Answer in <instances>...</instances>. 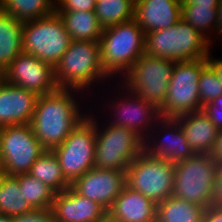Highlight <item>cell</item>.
Returning a JSON list of instances; mask_svg holds the SVG:
<instances>
[{"label": "cell", "mask_w": 222, "mask_h": 222, "mask_svg": "<svg viewBox=\"0 0 222 222\" xmlns=\"http://www.w3.org/2000/svg\"><path fill=\"white\" fill-rule=\"evenodd\" d=\"M60 89L38 98L30 126L45 150L60 146L73 129L88 115L80 112L79 104L71 92Z\"/></svg>", "instance_id": "6da1fadb"}, {"label": "cell", "mask_w": 222, "mask_h": 222, "mask_svg": "<svg viewBox=\"0 0 222 222\" xmlns=\"http://www.w3.org/2000/svg\"><path fill=\"white\" fill-rule=\"evenodd\" d=\"M210 42L182 18L169 28L145 33L144 54L162 59L193 61L207 58Z\"/></svg>", "instance_id": "7a4b0ae2"}, {"label": "cell", "mask_w": 222, "mask_h": 222, "mask_svg": "<svg viewBox=\"0 0 222 222\" xmlns=\"http://www.w3.org/2000/svg\"><path fill=\"white\" fill-rule=\"evenodd\" d=\"M107 77L110 78L102 66L100 44L96 41L71 40L54 68V80L60 89L84 91L92 83Z\"/></svg>", "instance_id": "3957f363"}, {"label": "cell", "mask_w": 222, "mask_h": 222, "mask_svg": "<svg viewBox=\"0 0 222 222\" xmlns=\"http://www.w3.org/2000/svg\"><path fill=\"white\" fill-rule=\"evenodd\" d=\"M101 63L105 72L126 73L144 54L145 32L133 18L103 29L99 40Z\"/></svg>", "instance_id": "277c9868"}, {"label": "cell", "mask_w": 222, "mask_h": 222, "mask_svg": "<svg viewBox=\"0 0 222 222\" xmlns=\"http://www.w3.org/2000/svg\"><path fill=\"white\" fill-rule=\"evenodd\" d=\"M70 42L71 38L64 21L56 12L23 23V51L34 55L52 68L58 65Z\"/></svg>", "instance_id": "5b68a950"}, {"label": "cell", "mask_w": 222, "mask_h": 222, "mask_svg": "<svg viewBox=\"0 0 222 222\" xmlns=\"http://www.w3.org/2000/svg\"><path fill=\"white\" fill-rule=\"evenodd\" d=\"M217 163L209 154H194L175 163L172 196L207 208L211 205Z\"/></svg>", "instance_id": "8992f818"}, {"label": "cell", "mask_w": 222, "mask_h": 222, "mask_svg": "<svg viewBox=\"0 0 222 222\" xmlns=\"http://www.w3.org/2000/svg\"><path fill=\"white\" fill-rule=\"evenodd\" d=\"M176 61L143 54L124 74V88L160 109L166 100Z\"/></svg>", "instance_id": "52a82bcc"}, {"label": "cell", "mask_w": 222, "mask_h": 222, "mask_svg": "<svg viewBox=\"0 0 222 222\" xmlns=\"http://www.w3.org/2000/svg\"><path fill=\"white\" fill-rule=\"evenodd\" d=\"M95 121L94 167L127 171L130 163L144 151V140L134 131L108 124L103 130Z\"/></svg>", "instance_id": "ba28073f"}, {"label": "cell", "mask_w": 222, "mask_h": 222, "mask_svg": "<svg viewBox=\"0 0 222 222\" xmlns=\"http://www.w3.org/2000/svg\"><path fill=\"white\" fill-rule=\"evenodd\" d=\"M207 64L206 58L175 63L166 100L159 109L162 117L175 118L203 109L198 82L202 69Z\"/></svg>", "instance_id": "9c48e42d"}, {"label": "cell", "mask_w": 222, "mask_h": 222, "mask_svg": "<svg viewBox=\"0 0 222 222\" xmlns=\"http://www.w3.org/2000/svg\"><path fill=\"white\" fill-rule=\"evenodd\" d=\"M174 166L169 160L151 157L143 151L126 171L127 186L156 204L163 202L173 193Z\"/></svg>", "instance_id": "30bf717a"}, {"label": "cell", "mask_w": 222, "mask_h": 222, "mask_svg": "<svg viewBox=\"0 0 222 222\" xmlns=\"http://www.w3.org/2000/svg\"><path fill=\"white\" fill-rule=\"evenodd\" d=\"M87 116L64 140L53 149L65 179L72 184L85 172L94 167L96 130L95 118Z\"/></svg>", "instance_id": "8fae6325"}, {"label": "cell", "mask_w": 222, "mask_h": 222, "mask_svg": "<svg viewBox=\"0 0 222 222\" xmlns=\"http://www.w3.org/2000/svg\"><path fill=\"white\" fill-rule=\"evenodd\" d=\"M30 124L0 129V172L16 176L26 174L45 152Z\"/></svg>", "instance_id": "7c38bea8"}, {"label": "cell", "mask_w": 222, "mask_h": 222, "mask_svg": "<svg viewBox=\"0 0 222 222\" xmlns=\"http://www.w3.org/2000/svg\"><path fill=\"white\" fill-rule=\"evenodd\" d=\"M1 78L39 96L58 89L54 80V68L24 51L9 64Z\"/></svg>", "instance_id": "4fadbf2b"}, {"label": "cell", "mask_w": 222, "mask_h": 222, "mask_svg": "<svg viewBox=\"0 0 222 222\" xmlns=\"http://www.w3.org/2000/svg\"><path fill=\"white\" fill-rule=\"evenodd\" d=\"M126 185V171L93 167L76 179L70 187L77 194L96 201L108 210Z\"/></svg>", "instance_id": "5bb4252c"}, {"label": "cell", "mask_w": 222, "mask_h": 222, "mask_svg": "<svg viewBox=\"0 0 222 222\" xmlns=\"http://www.w3.org/2000/svg\"><path fill=\"white\" fill-rule=\"evenodd\" d=\"M127 94L124 100L119 98V102H113L112 105H110L112 106V110L114 108L113 114L115 120H111L109 124L128 128L145 140L144 137H148V132L144 134L145 130L149 131L150 129L151 131L150 127H156V125L157 129H161L160 127L158 128V122L162 116L155 105L145 101L142 97L137 96L131 91L129 92L127 90Z\"/></svg>", "instance_id": "9a60e30c"}, {"label": "cell", "mask_w": 222, "mask_h": 222, "mask_svg": "<svg viewBox=\"0 0 222 222\" xmlns=\"http://www.w3.org/2000/svg\"><path fill=\"white\" fill-rule=\"evenodd\" d=\"M39 95L0 77V128L30 124Z\"/></svg>", "instance_id": "2e32d148"}, {"label": "cell", "mask_w": 222, "mask_h": 222, "mask_svg": "<svg viewBox=\"0 0 222 222\" xmlns=\"http://www.w3.org/2000/svg\"><path fill=\"white\" fill-rule=\"evenodd\" d=\"M159 124L164 126L161 125L162 132H159V135L164 133L163 137L160 136V138H158L159 140L154 139L151 141V139H149L151 137L148 136L144 140V152L151 157L169 160L173 163L186 160L195 154L179 122L175 118L162 117L159 120Z\"/></svg>", "instance_id": "e0dca14e"}, {"label": "cell", "mask_w": 222, "mask_h": 222, "mask_svg": "<svg viewBox=\"0 0 222 222\" xmlns=\"http://www.w3.org/2000/svg\"><path fill=\"white\" fill-rule=\"evenodd\" d=\"M52 210L58 222H97L107 214L99 203L77 194L71 187L55 194Z\"/></svg>", "instance_id": "ac0fdd59"}, {"label": "cell", "mask_w": 222, "mask_h": 222, "mask_svg": "<svg viewBox=\"0 0 222 222\" xmlns=\"http://www.w3.org/2000/svg\"><path fill=\"white\" fill-rule=\"evenodd\" d=\"M181 0H136L134 19L147 33L174 26L181 19Z\"/></svg>", "instance_id": "d6986e66"}, {"label": "cell", "mask_w": 222, "mask_h": 222, "mask_svg": "<svg viewBox=\"0 0 222 222\" xmlns=\"http://www.w3.org/2000/svg\"><path fill=\"white\" fill-rule=\"evenodd\" d=\"M107 214L118 222H155L157 204L126 185Z\"/></svg>", "instance_id": "ffe728a7"}, {"label": "cell", "mask_w": 222, "mask_h": 222, "mask_svg": "<svg viewBox=\"0 0 222 222\" xmlns=\"http://www.w3.org/2000/svg\"><path fill=\"white\" fill-rule=\"evenodd\" d=\"M187 141L196 154H209L216 142L219 130L202 110L175 117Z\"/></svg>", "instance_id": "44dd1931"}, {"label": "cell", "mask_w": 222, "mask_h": 222, "mask_svg": "<svg viewBox=\"0 0 222 222\" xmlns=\"http://www.w3.org/2000/svg\"><path fill=\"white\" fill-rule=\"evenodd\" d=\"M22 21L16 20L10 14L0 9V74L23 51Z\"/></svg>", "instance_id": "7402d4cb"}, {"label": "cell", "mask_w": 222, "mask_h": 222, "mask_svg": "<svg viewBox=\"0 0 222 222\" xmlns=\"http://www.w3.org/2000/svg\"><path fill=\"white\" fill-rule=\"evenodd\" d=\"M63 19L73 41L99 42L103 28L95 11H55Z\"/></svg>", "instance_id": "603a6c76"}, {"label": "cell", "mask_w": 222, "mask_h": 222, "mask_svg": "<svg viewBox=\"0 0 222 222\" xmlns=\"http://www.w3.org/2000/svg\"><path fill=\"white\" fill-rule=\"evenodd\" d=\"M205 208L196 204L168 197L157 204V222H202Z\"/></svg>", "instance_id": "cb8c5ba5"}, {"label": "cell", "mask_w": 222, "mask_h": 222, "mask_svg": "<svg viewBox=\"0 0 222 222\" xmlns=\"http://www.w3.org/2000/svg\"><path fill=\"white\" fill-rule=\"evenodd\" d=\"M28 174L48 185L56 193L66 190L71 185L65 179L59 161L51 150H46L31 165Z\"/></svg>", "instance_id": "d4e9b609"}, {"label": "cell", "mask_w": 222, "mask_h": 222, "mask_svg": "<svg viewBox=\"0 0 222 222\" xmlns=\"http://www.w3.org/2000/svg\"><path fill=\"white\" fill-rule=\"evenodd\" d=\"M33 210L20 191L17 175L0 172V214L13 217Z\"/></svg>", "instance_id": "484cf974"}, {"label": "cell", "mask_w": 222, "mask_h": 222, "mask_svg": "<svg viewBox=\"0 0 222 222\" xmlns=\"http://www.w3.org/2000/svg\"><path fill=\"white\" fill-rule=\"evenodd\" d=\"M0 9L25 22L53 14L55 0H0Z\"/></svg>", "instance_id": "4316f807"}, {"label": "cell", "mask_w": 222, "mask_h": 222, "mask_svg": "<svg viewBox=\"0 0 222 222\" xmlns=\"http://www.w3.org/2000/svg\"><path fill=\"white\" fill-rule=\"evenodd\" d=\"M134 0H104L96 3L95 13L103 29L132 20Z\"/></svg>", "instance_id": "83f0119b"}, {"label": "cell", "mask_w": 222, "mask_h": 222, "mask_svg": "<svg viewBox=\"0 0 222 222\" xmlns=\"http://www.w3.org/2000/svg\"><path fill=\"white\" fill-rule=\"evenodd\" d=\"M20 191L34 209L52 208L56 192L28 173L17 175Z\"/></svg>", "instance_id": "f1b7e54d"}, {"label": "cell", "mask_w": 222, "mask_h": 222, "mask_svg": "<svg viewBox=\"0 0 222 222\" xmlns=\"http://www.w3.org/2000/svg\"><path fill=\"white\" fill-rule=\"evenodd\" d=\"M218 8L211 5H181V18L212 43L206 31L217 26ZM214 25V26H213Z\"/></svg>", "instance_id": "f546056e"}, {"label": "cell", "mask_w": 222, "mask_h": 222, "mask_svg": "<svg viewBox=\"0 0 222 222\" xmlns=\"http://www.w3.org/2000/svg\"><path fill=\"white\" fill-rule=\"evenodd\" d=\"M198 85L202 106L211 103L214 99L222 95V83L209 64L202 69Z\"/></svg>", "instance_id": "4dcf8cb0"}, {"label": "cell", "mask_w": 222, "mask_h": 222, "mask_svg": "<svg viewBox=\"0 0 222 222\" xmlns=\"http://www.w3.org/2000/svg\"><path fill=\"white\" fill-rule=\"evenodd\" d=\"M95 0H55V11H95Z\"/></svg>", "instance_id": "1f68e13d"}, {"label": "cell", "mask_w": 222, "mask_h": 222, "mask_svg": "<svg viewBox=\"0 0 222 222\" xmlns=\"http://www.w3.org/2000/svg\"><path fill=\"white\" fill-rule=\"evenodd\" d=\"M13 222H53L52 208L34 209L31 212L13 216Z\"/></svg>", "instance_id": "d6a6232c"}, {"label": "cell", "mask_w": 222, "mask_h": 222, "mask_svg": "<svg viewBox=\"0 0 222 222\" xmlns=\"http://www.w3.org/2000/svg\"><path fill=\"white\" fill-rule=\"evenodd\" d=\"M203 111L208 115L215 127L218 130H222V95L203 106Z\"/></svg>", "instance_id": "836d02e7"}, {"label": "cell", "mask_w": 222, "mask_h": 222, "mask_svg": "<svg viewBox=\"0 0 222 222\" xmlns=\"http://www.w3.org/2000/svg\"><path fill=\"white\" fill-rule=\"evenodd\" d=\"M210 206L222 207V164L217 165Z\"/></svg>", "instance_id": "e575fe53"}, {"label": "cell", "mask_w": 222, "mask_h": 222, "mask_svg": "<svg viewBox=\"0 0 222 222\" xmlns=\"http://www.w3.org/2000/svg\"><path fill=\"white\" fill-rule=\"evenodd\" d=\"M209 155L217 165L222 164V130H219L216 142L213 144Z\"/></svg>", "instance_id": "d590c367"}, {"label": "cell", "mask_w": 222, "mask_h": 222, "mask_svg": "<svg viewBox=\"0 0 222 222\" xmlns=\"http://www.w3.org/2000/svg\"><path fill=\"white\" fill-rule=\"evenodd\" d=\"M202 222H222V207L205 208Z\"/></svg>", "instance_id": "8d00e7d4"}, {"label": "cell", "mask_w": 222, "mask_h": 222, "mask_svg": "<svg viewBox=\"0 0 222 222\" xmlns=\"http://www.w3.org/2000/svg\"><path fill=\"white\" fill-rule=\"evenodd\" d=\"M206 59H207L208 64L216 72V74L219 78V81L222 83V59H218V58L217 59H212L211 55H208Z\"/></svg>", "instance_id": "74e56055"}, {"label": "cell", "mask_w": 222, "mask_h": 222, "mask_svg": "<svg viewBox=\"0 0 222 222\" xmlns=\"http://www.w3.org/2000/svg\"><path fill=\"white\" fill-rule=\"evenodd\" d=\"M181 5H211L214 8H218L221 0H181Z\"/></svg>", "instance_id": "f35d334b"}, {"label": "cell", "mask_w": 222, "mask_h": 222, "mask_svg": "<svg viewBox=\"0 0 222 222\" xmlns=\"http://www.w3.org/2000/svg\"><path fill=\"white\" fill-rule=\"evenodd\" d=\"M217 15H218L217 26H216V30L214 31V33L217 32L222 37V0L220 1L219 5H218Z\"/></svg>", "instance_id": "ab89813d"}, {"label": "cell", "mask_w": 222, "mask_h": 222, "mask_svg": "<svg viewBox=\"0 0 222 222\" xmlns=\"http://www.w3.org/2000/svg\"><path fill=\"white\" fill-rule=\"evenodd\" d=\"M97 222H118V221L110 217L108 214H106L103 218H101Z\"/></svg>", "instance_id": "60d3db41"}, {"label": "cell", "mask_w": 222, "mask_h": 222, "mask_svg": "<svg viewBox=\"0 0 222 222\" xmlns=\"http://www.w3.org/2000/svg\"><path fill=\"white\" fill-rule=\"evenodd\" d=\"M0 222H13L11 216L0 214Z\"/></svg>", "instance_id": "b9f144b4"}, {"label": "cell", "mask_w": 222, "mask_h": 222, "mask_svg": "<svg viewBox=\"0 0 222 222\" xmlns=\"http://www.w3.org/2000/svg\"><path fill=\"white\" fill-rule=\"evenodd\" d=\"M101 1H104V0H95L96 3L101 2Z\"/></svg>", "instance_id": "7bdbcfd3"}]
</instances>
